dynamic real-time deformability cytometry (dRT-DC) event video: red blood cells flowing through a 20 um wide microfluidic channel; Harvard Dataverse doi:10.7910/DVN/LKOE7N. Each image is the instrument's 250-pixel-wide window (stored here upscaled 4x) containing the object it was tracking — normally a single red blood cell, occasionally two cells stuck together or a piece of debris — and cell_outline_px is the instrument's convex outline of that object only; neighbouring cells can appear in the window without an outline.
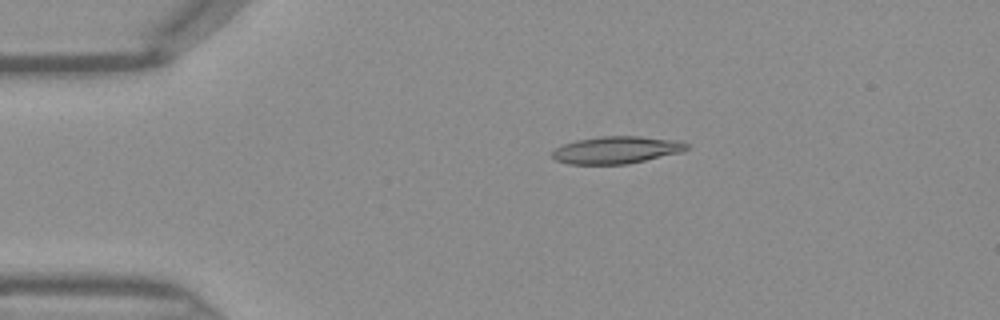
{"species": "Egyptian fruit bat (a non-hibernating species)", "species_latin": "Rousettus aegyptiacus", "temperature_condition": "warm", "stored_images_in_passage": 45, "camera_frame_rate_fps": 3000, "um_per_image_px": 0.085, "frame": {"image": 1, "passage_image": 9, "time_ms": 2.667, "image_size_px": [1000, 320], "cell_outline_px": [[688, 148], [684, 152], [628, 164], [568, 164], [556, 160], [552, 156], [552, 152], [556, 148], [564, 144], [576, 140], [600, 136], [640, 136], [680, 140], [688, 144]], "centroid_in_image_um": [52.45, 12.74], "position_along_channel_um": 32.6, "area_um2": 21.56}}
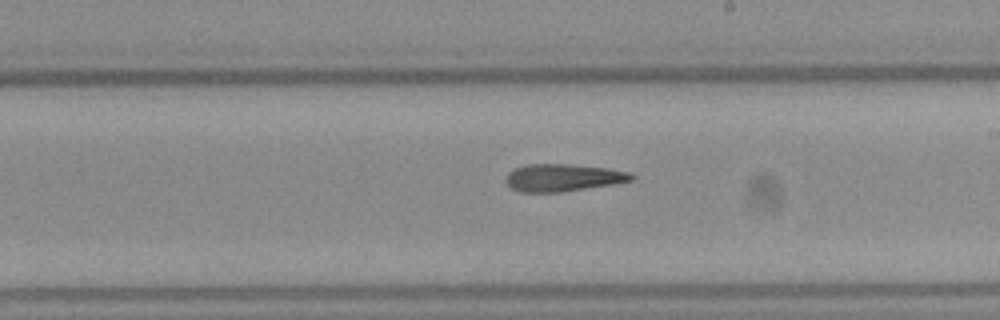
{"frame": {"image": 2, "passage_image": 26, "time_ms": 8.333, "image_size_px": [1000, 320], "cell_outline_px": [[636, 176], [632, 180], [616, 184], [560, 192], [516, 192], [504, 180], [508, 172], [516, 168], [528, 164], [572, 164], [608, 168], [632, 172]], "centroid_in_image_um": [47.88, 15.1], "position_along_channel_um": 241.1, "area_um2": 20.29}}
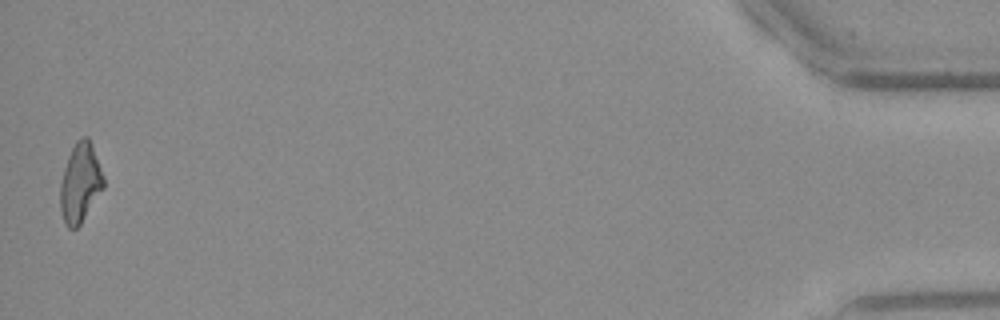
{"frame": {"image": 3, "passage_image": 45, "time_ms": 14.667, "image_size_px": [1000, 320], "cell_outline_px": [[104, 188], [80, 224], [76, 228], [68, 228], [64, 224], [60, 208], [60, 184], [64, 168], [68, 156], [76, 140], [80, 136], [88, 136], [92, 144], [104, 176]], "centroid_in_image_um": [6.82, 15.53], "position_along_channel_um": 428.4, "area_um2": 20.11}}